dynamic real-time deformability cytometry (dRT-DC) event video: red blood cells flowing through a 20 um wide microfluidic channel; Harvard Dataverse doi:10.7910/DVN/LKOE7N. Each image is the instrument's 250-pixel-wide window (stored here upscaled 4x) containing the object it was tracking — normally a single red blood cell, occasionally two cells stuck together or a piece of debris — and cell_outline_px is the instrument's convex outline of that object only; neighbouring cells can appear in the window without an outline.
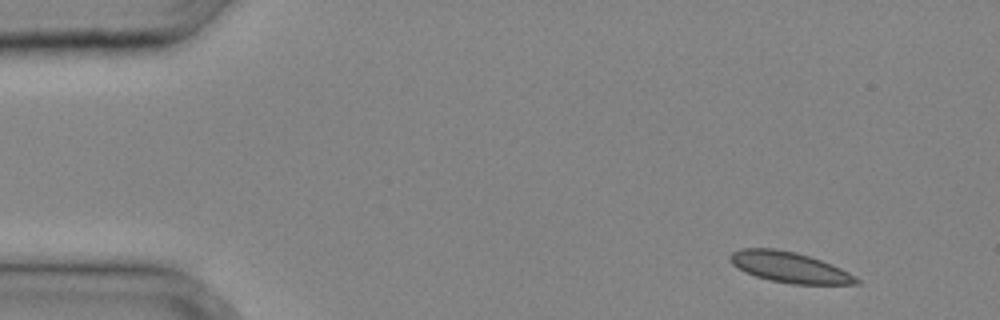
{"species": "common noctule bat (a hibernating species)", "species_latin": "Nyctalus noctula", "temperature_condition": "cold", "stored_images_in_passage": 33, "camera_frame_rate_fps": 3000, "um_per_image_px": 0.085, "animal": {"sex": "male", "body_mass_g": 20.4}, "frame": {"image": 1, "passage_image": 2, "time_ms": 0.333, "image_size_px": [1000, 320], "cell_outline_px": [[860, 284], [792, 284], [772, 280], [756, 276], [744, 272], [732, 264], [728, 256], [732, 252], [740, 248], [776, 248], [796, 252], [820, 260], [840, 268], [856, 276], [860, 280]], "centroid_in_image_um": [67.08, 22.71], "position_along_channel_um": 17.9, "area_um2": 22.48}}
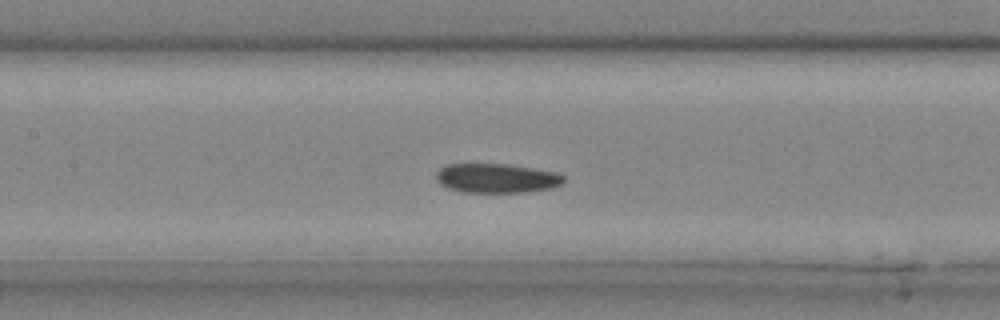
{"frame": {"image": 2, "passage_image": 15, "time_ms": 4.667, "image_size_px": [1000, 320], "cell_outline_px": [[564, 180], [560, 184], [552, 188], [524, 192], [460, 192], [448, 188], [440, 184], [436, 180], [436, 172], [444, 164], [508, 164], [556, 172], [564, 176]], "centroid_in_image_um": [42.17, 15.14], "position_along_channel_um": 165.2, "area_um2": 21.85}}
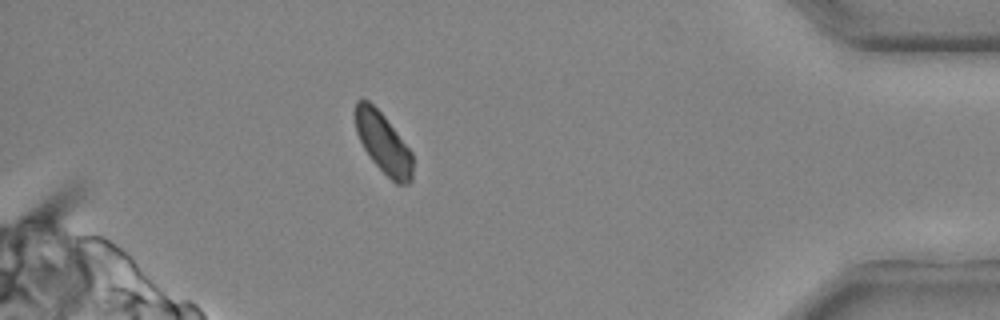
{"frame": {"image": 3, "passage_image": 30, "time_ms": 9.667, "image_size_px": [1000, 320], "cell_outline_px": [[412, 180], [408, 184], [396, 184], [372, 160], [364, 148], [356, 132], [356, 100], [368, 100], [384, 116], [412, 152]], "centroid_in_image_um": [32.59, 12.18], "position_along_channel_um": 402.6, "area_um2": 19.77}}